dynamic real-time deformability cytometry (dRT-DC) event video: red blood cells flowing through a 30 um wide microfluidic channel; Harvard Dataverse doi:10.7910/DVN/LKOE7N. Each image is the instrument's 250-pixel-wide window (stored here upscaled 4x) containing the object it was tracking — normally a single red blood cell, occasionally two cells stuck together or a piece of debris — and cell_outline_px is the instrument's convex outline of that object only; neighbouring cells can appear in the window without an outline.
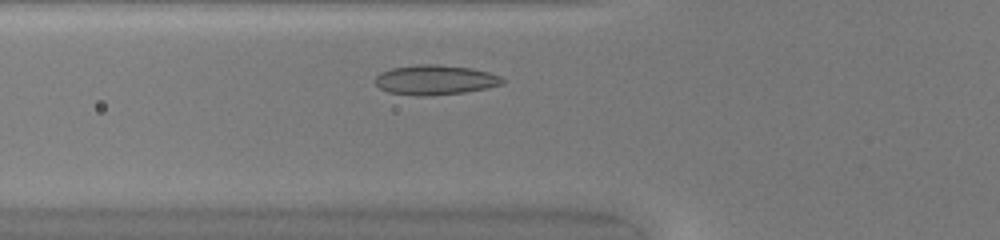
{"species": "common noctule bat (a hibernating species)", "species_latin": "Nyctalus noctula", "temperature_condition": "warm", "stored_images_in_passage": 31, "camera_frame_rate_fps": 3000, "um_per_image_px": 0.085, "animal": {"sex": "female", "body_mass_g": 20.0, "forearm_length_mm": 54.0}, "frame": {"image": 1, "passage_image": 6, "time_ms": 1.667, "image_size_px": [1000, 240], "cell_outline_px": [[504, 84], [464, 92], [424, 96], [420, 96], [388, 92], [380, 88], [376, 84], [376, 76], [380, 72], [392, 68], [420, 64], [440, 64], [472, 68], [488, 72], [500, 76], [504, 80]], "centroid_in_image_um": [36.98, 6.78], "position_along_channel_um": 88.8, "area_um2": 21.96}}
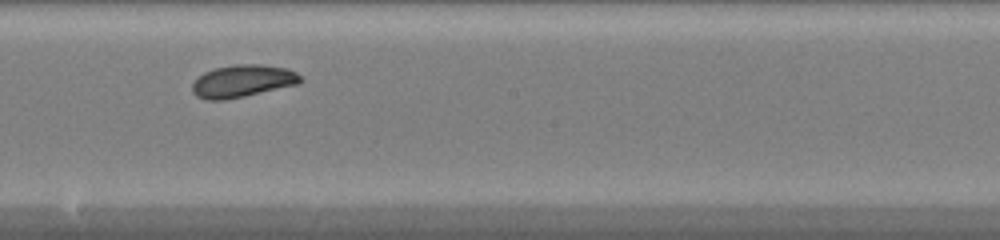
{"frame": {"image": 2, "passage_image": 16, "time_ms": 5.0, "image_size_px": [1000, 240], "cell_outline_px": [[304, 80], [300, 84], [244, 96], [224, 100], [204, 100], [196, 96], [192, 92], [192, 84], [204, 72], [216, 68], [236, 64], [264, 64], [288, 68], [296, 72]], "centroid_in_image_um": [20.65, 6.89], "position_along_channel_um": 227.5, "area_um2": 20.58}}
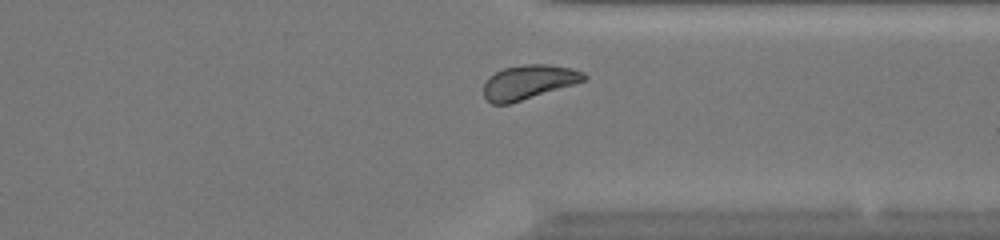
{"frame": {"image": 3, "passage_image": 26, "time_ms": 8.333, "image_size_px": [1000, 240], "cell_outline_px": [[588, 76], [584, 80], [576, 84], [508, 104], [492, 104], [484, 96], [484, 84], [488, 76], [504, 68], [524, 64], [544, 64], [572, 68], [584, 72]], "centroid_in_image_um": [44.94, 6.97], "position_along_channel_um": 366.5, "area_um2": 20.0}, "authors_computed_cell_mechanics": {"area_um2": 20.2878, "velocity_mm_per_s": 4.1649, "shape_relaxation_time_tau1_ms": 2.2594, "shape_relaxation_time_tau2_ms": null, "deformation_change_tau1": 0.0877, "deformation_change_tau2": null}}